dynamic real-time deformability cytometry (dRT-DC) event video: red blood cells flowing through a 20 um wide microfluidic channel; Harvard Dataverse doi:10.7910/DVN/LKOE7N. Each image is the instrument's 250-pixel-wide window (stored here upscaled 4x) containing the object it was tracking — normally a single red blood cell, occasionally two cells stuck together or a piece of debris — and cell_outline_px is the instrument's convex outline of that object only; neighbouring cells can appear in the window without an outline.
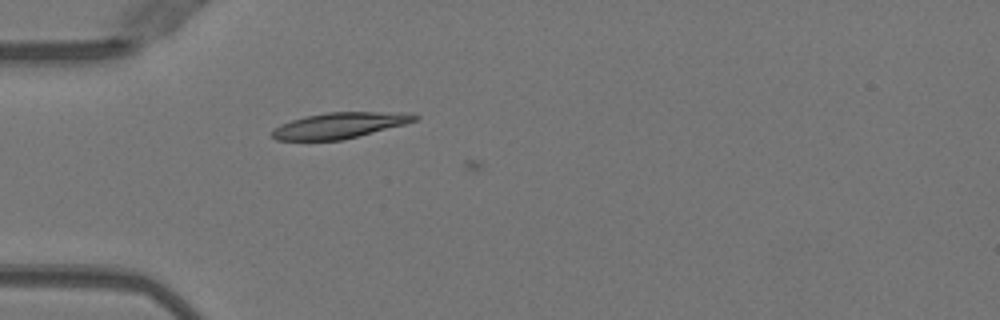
{"species": "Egyptian fruit bat (a non-hibernating species)", "species_latin": "Rousettus aegyptiacus", "temperature_condition": "warm", "stored_images_in_passage": 15, "camera_frame_rate_fps": 3000, "um_per_image_px": 0.085, "animal": {"sex": "female"}, "frame": {"image": 1, "passage_image": 14, "time_ms": 4.333, "image_size_px": [1000, 320], "cell_outline_px": [[420, 116], [416, 120], [404, 124], [344, 140], [276, 140], [272, 136], [272, 132], [280, 124], [304, 116], [328, 112], [412, 112]], "centroid_in_image_um": [28.91, 10.65], "position_along_channel_um": 56.1, "area_um2": 21.44}}